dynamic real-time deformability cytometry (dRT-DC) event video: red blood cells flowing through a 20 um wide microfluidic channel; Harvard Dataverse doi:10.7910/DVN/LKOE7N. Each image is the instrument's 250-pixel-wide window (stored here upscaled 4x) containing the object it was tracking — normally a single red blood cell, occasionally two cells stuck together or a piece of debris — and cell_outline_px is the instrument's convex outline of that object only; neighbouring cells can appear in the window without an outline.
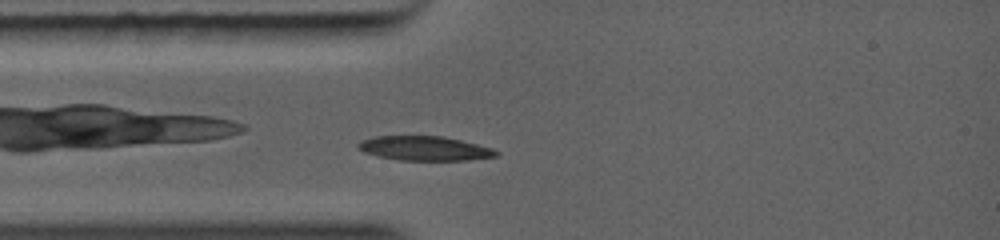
{"species": "common noctule bat (a hibernating species)", "species_latin": "Nyctalus noctula", "temperature_condition": "warm", "stored_images_in_passage": 3, "camera_frame_rate_fps": 5000, "um_per_image_px": 0.085, "animal": {"sex": "female", "body_mass_g": 19.0, "forearm_length_mm": 56.7}, "frame": {"image": 1, "passage_image": 3, "time_ms": 2.0, "image_size_px": [1000, 240], "cell_outline_px": [[500, 156], [472, 160], [400, 160], [376, 156], [364, 152], [356, 148], [356, 144], [360, 140], [372, 136], [444, 136], [492, 148], [500, 152]], "centroid_in_image_um": [36.07, 12.61], "position_along_channel_um": 48.9, "area_um2": 19.88}}